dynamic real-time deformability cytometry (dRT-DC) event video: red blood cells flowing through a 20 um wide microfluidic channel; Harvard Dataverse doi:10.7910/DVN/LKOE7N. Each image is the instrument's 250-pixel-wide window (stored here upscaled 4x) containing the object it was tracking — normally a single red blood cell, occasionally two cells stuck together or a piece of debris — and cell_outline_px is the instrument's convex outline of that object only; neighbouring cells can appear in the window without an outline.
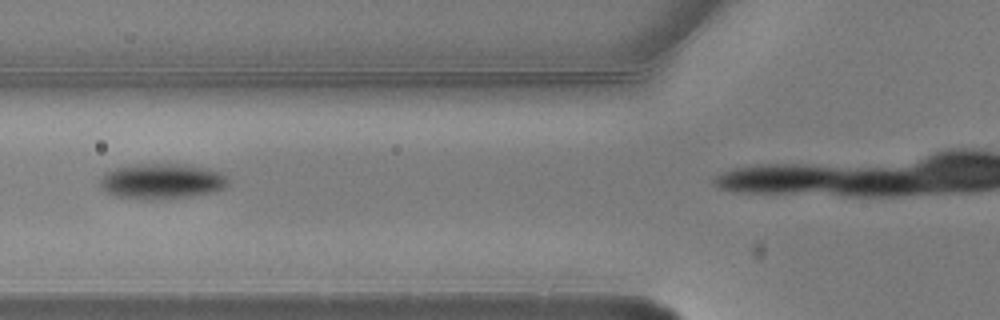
{"species": "common noctule bat (a hibernating species)", "species_latin": "Nyctalus noctula", "temperature_condition": "warm", "stored_images_in_passage": 3, "camera_frame_rate_fps": 3000, "um_per_image_px": 0.085, "animal": {"sex": "male", "body_mass_g": 20.5, "forearm_length_mm": 52.5}, "frame": {"image": 1, "passage_image": 2, "time_ms": 0.333, "image_size_px": [1000, 320], "cell_outline_px": [[228, 180], [224, 188], [212, 192], [168, 200], [148, 200], [120, 196], [108, 192], [100, 184], [100, 180], [104, 172], [116, 168], [136, 164], [184, 164], [216, 172], [224, 176]], "centroid_in_image_um": [13.71, 15.42], "position_along_channel_um": 112.1, "area_um2": 26.01}}